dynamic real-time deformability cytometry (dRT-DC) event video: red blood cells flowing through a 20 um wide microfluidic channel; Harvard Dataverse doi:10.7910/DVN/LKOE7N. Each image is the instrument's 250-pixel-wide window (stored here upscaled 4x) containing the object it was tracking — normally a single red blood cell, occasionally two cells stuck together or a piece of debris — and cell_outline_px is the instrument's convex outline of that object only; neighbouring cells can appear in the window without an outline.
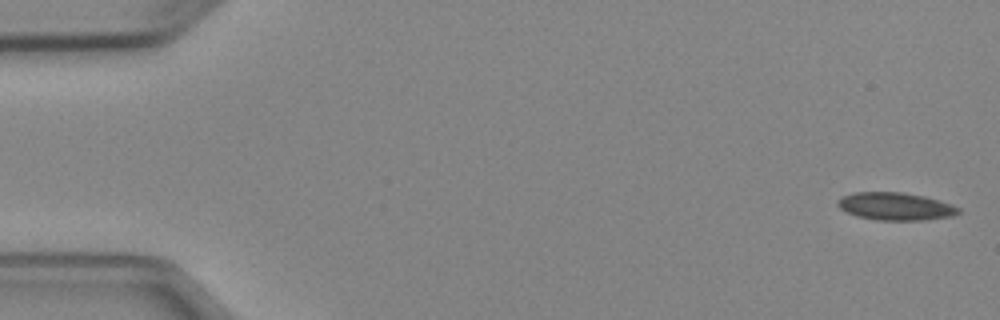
{"species": "Egyptian fruit bat (a non-hibernating species)", "species_latin": "Rousettus aegyptiacus", "temperature_condition": "cold", "stored_images_in_passage": 5, "camera_frame_rate_fps": 3000, "um_per_image_px": 0.085, "animal": {"sex": "female"}, "frame": {"image": 1, "passage_image": 1, "time_ms": 0.0, "image_size_px": [1000, 320], "cell_outline_px": [[960, 212], [952, 216], [924, 220], [876, 220], [856, 216], [840, 208], [836, 204], [836, 200], [844, 196], [856, 192], [904, 192], [924, 196], [952, 204], [960, 208]], "centroid_in_image_um": [76.12, 17.54], "position_along_channel_um": 8.9, "area_um2": 19.48}}
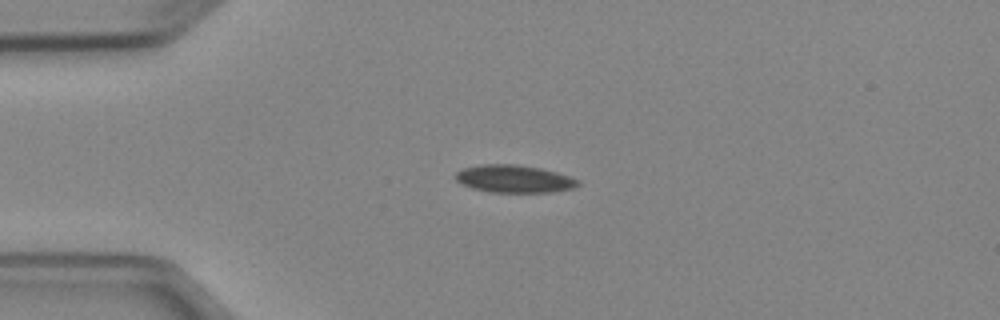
{"frame": {"image": 2, "passage_image": 4, "time_ms": 3.667, "image_size_px": [1000, 320], "cell_outline_px": [[580, 184], [576, 188], [552, 192], [492, 192], [472, 188], [460, 184], [456, 180], [456, 172], [464, 168], [480, 164], [516, 164], [540, 168], [556, 172], [580, 180]], "centroid_in_image_um": [43.72, 15.2], "position_along_channel_um": 41.3, "area_um2": 19.77}}